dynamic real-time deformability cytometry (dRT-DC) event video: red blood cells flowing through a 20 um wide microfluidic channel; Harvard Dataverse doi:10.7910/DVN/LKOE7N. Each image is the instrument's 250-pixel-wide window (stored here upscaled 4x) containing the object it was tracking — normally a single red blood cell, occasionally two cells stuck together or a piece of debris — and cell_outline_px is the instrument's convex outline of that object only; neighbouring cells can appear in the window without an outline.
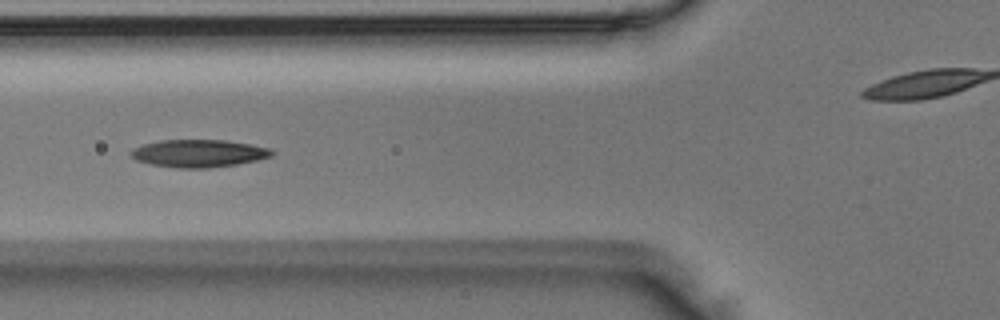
{"species": "Egyptian fruit bat (a non-hibernating species)", "species_latin": "Rousettus aegyptiacus", "temperature_condition": "room temperature", "stored_images_in_passage": 3, "camera_frame_rate_fps": 3000, "um_per_image_px": 0.085, "animal": {"sex": "male"}, "frame": {"image": 1, "passage_image": 3, "time_ms": 0.667, "image_size_px": [1000, 320], "cell_outline_px": [[276, 152], [272, 156], [256, 160], [236, 164], [208, 168], [176, 168], [152, 164], [136, 160], [128, 152], [132, 148], [144, 144], [160, 140], [224, 140], [252, 144], [268, 148]], "centroid_in_image_um": [16.88, 13.03], "position_along_channel_um": 108.9, "area_um2": 22.66}}